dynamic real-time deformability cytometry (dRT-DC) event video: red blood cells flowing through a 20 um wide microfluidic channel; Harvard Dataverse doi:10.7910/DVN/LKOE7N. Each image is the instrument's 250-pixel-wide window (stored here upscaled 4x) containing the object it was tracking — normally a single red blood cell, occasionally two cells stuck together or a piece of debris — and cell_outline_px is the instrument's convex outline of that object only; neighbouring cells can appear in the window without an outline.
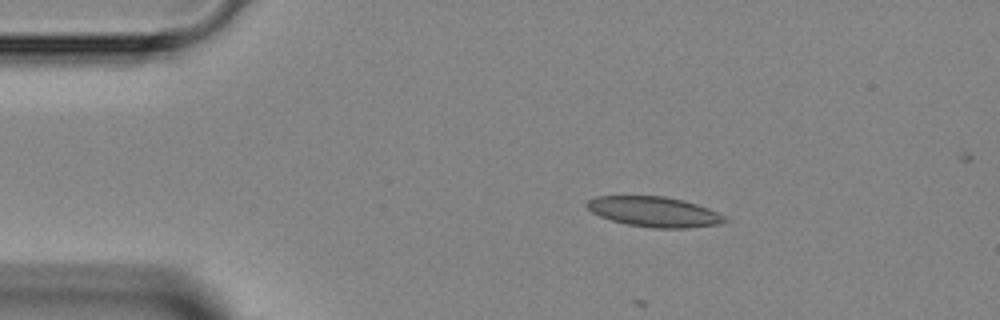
{"species": "Egyptian fruit bat (a non-hibernating species)", "species_latin": "Rousettus aegyptiacus", "temperature_condition": "room temperature", "stored_images_in_passage": 2, "camera_frame_rate_fps": 3000, "um_per_image_px": 0.085, "animal": {"sex": "female"}, "frame": {"image": 1, "passage_image": 2, "time_ms": 3.667, "image_size_px": [1000, 320], "cell_outline_px": [[732, 220], [720, 224], [688, 228], [652, 228], [628, 224], [612, 220], [600, 216], [592, 212], [584, 204], [588, 200], [596, 196], [664, 196], [684, 200], [708, 208]], "centroid_in_image_um": [55.63, 18.0], "position_along_channel_um": 29.4, "area_um2": 24.28}}